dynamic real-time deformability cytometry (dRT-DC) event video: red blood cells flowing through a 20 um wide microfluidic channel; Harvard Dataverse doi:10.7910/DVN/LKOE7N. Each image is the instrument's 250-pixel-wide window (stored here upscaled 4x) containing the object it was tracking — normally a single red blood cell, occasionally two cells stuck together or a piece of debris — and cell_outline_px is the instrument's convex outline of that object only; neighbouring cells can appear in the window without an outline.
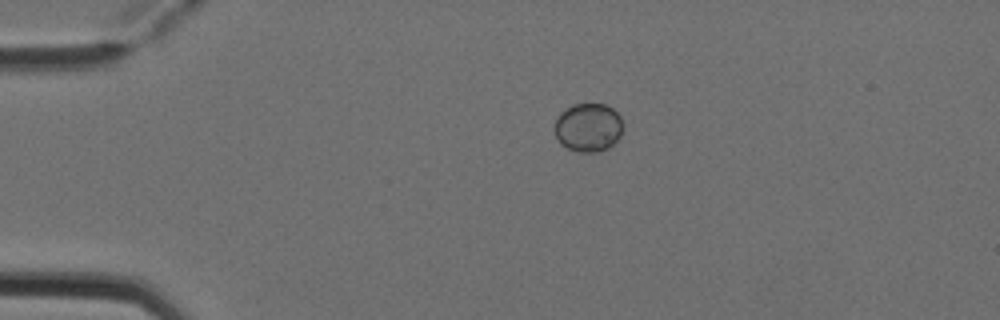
{"species": "Egyptian fruit bat (a non-hibernating species)", "species_latin": "Rousettus aegyptiacus", "temperature_condition": "cold", "stored_images_in_passage": 2, "camera_frame_rate_fps": 3000, "um_per_image_px": 0.085, "animal": {"sex": "female"}, "frame": {"image": 1, "passage_image": 1, "time_ms": 0.0, "image_size_px": [1000, 320], "cell_outline_px": [[624, 124], [620, 136], [608, 148], [596, 152], [580, 152], [568, 148], [560, 144], [552, 128], [560, 112], [572, 104], [604, 104], [612, 108], [620, 116]], "centroid_in_image_um": [49.98, 10.82], "position_along_channel_um": 35.0, "area_um2": 19.54}}